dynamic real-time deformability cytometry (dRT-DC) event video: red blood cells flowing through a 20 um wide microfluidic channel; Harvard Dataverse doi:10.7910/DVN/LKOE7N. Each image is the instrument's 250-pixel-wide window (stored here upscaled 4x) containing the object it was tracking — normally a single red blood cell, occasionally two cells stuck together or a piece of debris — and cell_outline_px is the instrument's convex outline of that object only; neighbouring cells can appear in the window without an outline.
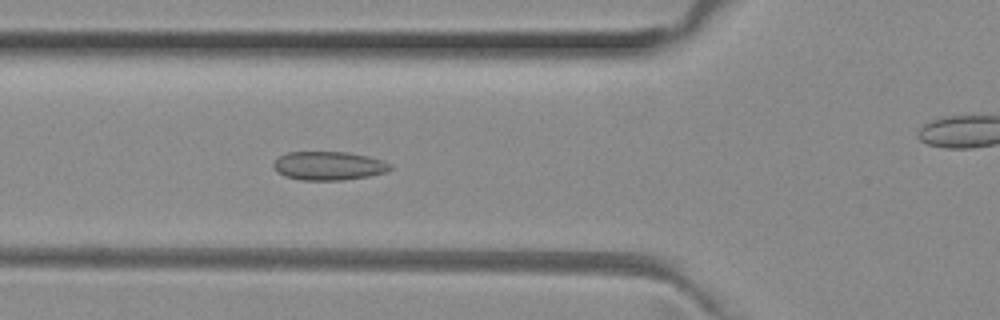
{"species": "common noctule bat (a hibernating species)", "species_latin": "Nyctalus noctula", "temperature_condition": "room temperature", "stored_images_in_passage": 52, "camera_frame_rate_fps": 3000, "um_per_image_px": 0.085, "animal": {"sex": "female", "body_mass_g": 29.2, "forearm_length_mm": 56.3}, "frame": {"image": 1, "passage_image": 18, "time_ms": 5.667, "image_size_px": [1000, 320], "cell_outline_px": [[392, 168], [388, 172], [368, 176], [344, 180], [300, 180], [284, 176], [276, 172], [272, 168], [272, 164], [280, 156], [288, 152], [348, 152], [368, 156], [392, 164]], "centroid_in_image_um": [27.92, 14.1], "position_along_channel_um": 97.9, "area_um2": 19.65}}
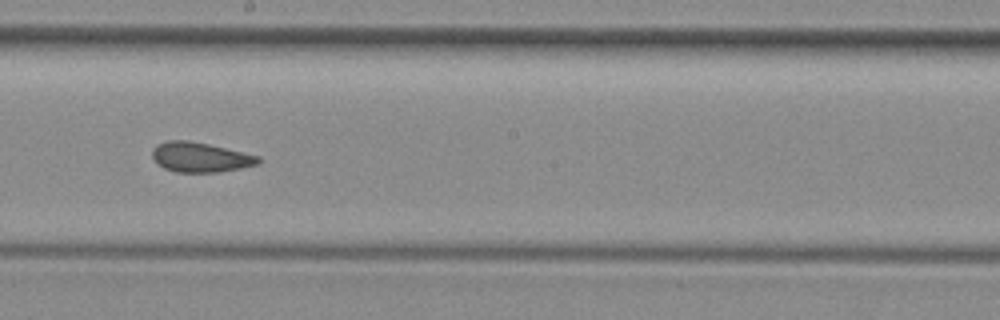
{"frame": {"image": 2, "passage_image": 28, "time_ms": 9.0, "image_size_px": [1000, 320], "cell_outline_px": [[260, 164], [220, 172], [176, 172], [164, 168], [152, 156], [152, 148], [156, 144], [168, 140], [188, 140], [208, 144], [260, 156]], "centroid_in_image_um": [17.03, 13.36], "position_along_channel_um": 231.2, "area_um2": 18.38}}
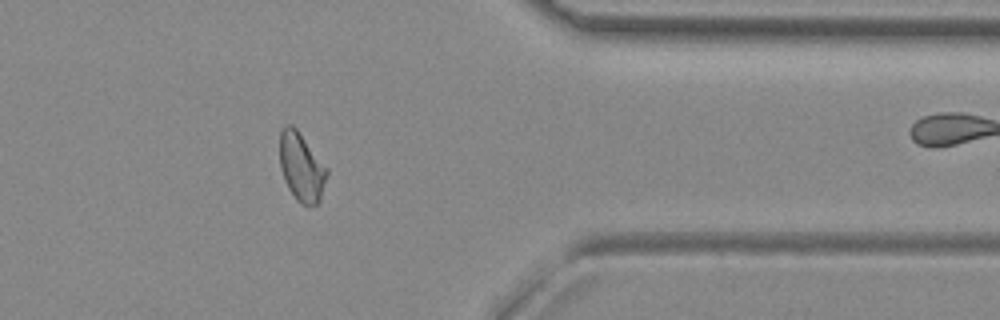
{"frame": {"image": 3, "passage_image": 41, "time_ms": 13.333, "image_size_px": [1000, 320], "cell_outline_px": [[328, 172], [320, 200], [316, 204], [308, 208], [300, 204], [296, 200], [288, 188], [284, 180], [280, 168], [280, 132], [284, 124], [292, 124], [296, 128], [328, 168]], "centroid_in_image_um": [25.62, 14.22], "position_along_channel_um": 385.8, "area_um2": 19.07}, "authors_computed_cell_mechanics": {"area_um2": 19.1029, "velocity_mm_per_s": 3.9903, "shape_relaxation_time_tau1_ms": null, "shape_relaxation_time_tau2_ms": 1.8672, "deformation_change_tau1": null, "deformation_change_tau2": 0.0785}}